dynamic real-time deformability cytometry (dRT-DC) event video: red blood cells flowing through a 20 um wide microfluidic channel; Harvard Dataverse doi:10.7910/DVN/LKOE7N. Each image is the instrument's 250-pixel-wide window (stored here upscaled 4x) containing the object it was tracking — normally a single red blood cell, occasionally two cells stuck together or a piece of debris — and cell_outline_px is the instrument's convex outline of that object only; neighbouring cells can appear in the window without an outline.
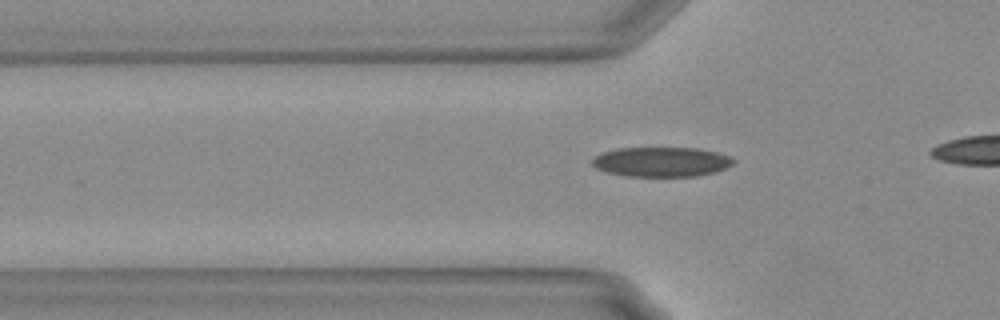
{"species": "Egyptian fruit bat (a non-hibernating species)", "species_latin": "Rousettus aegyptiacus", "temperature_condition": "warm", "stored_images_in_passage": 19, "camera_frame_rate_fps": 3000, "um_per_image_px": 0.085, "animal": {"sex": "female"}, "frame": {"image": 1, "passage_image": 9, "time_ms": 2.667, "image_size_px": [1000, 320], "cell_outline_px": [[736, 160], [728, 168], [716, 172], [696, 176], [628, 176], [608, 172], [596, 168], [592, 164], [592, 156], [600, 152], [616, 148], [696, 148], [716, 152], [728, 156]], "centroid_in_image_um": [56.2, 13.75], "position_along_channel_um": 69.6, "area_um2": 24.57}}
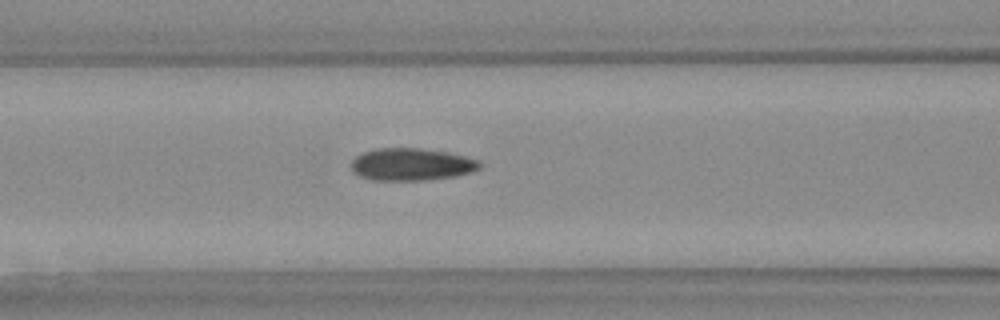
{"frame": {"image": 2, "passage_image": 14, "time_ms": 4.333, "image_size_px": [1000, 320], "cell_outline_px": [[484, 164], [480, 168], [472, 172], [452, 176], [424, 180], [372, 180], [360, 176], [352, 172], [352, 160], [356, 156], [364, 152], [376, 148], [420, 148], [444, 152], [464, 156], [480, 160]], "centroid_in_image_um": [34.98, 13.97], "position_along_channel_um": 131.6, "area_um2": 24.16}}